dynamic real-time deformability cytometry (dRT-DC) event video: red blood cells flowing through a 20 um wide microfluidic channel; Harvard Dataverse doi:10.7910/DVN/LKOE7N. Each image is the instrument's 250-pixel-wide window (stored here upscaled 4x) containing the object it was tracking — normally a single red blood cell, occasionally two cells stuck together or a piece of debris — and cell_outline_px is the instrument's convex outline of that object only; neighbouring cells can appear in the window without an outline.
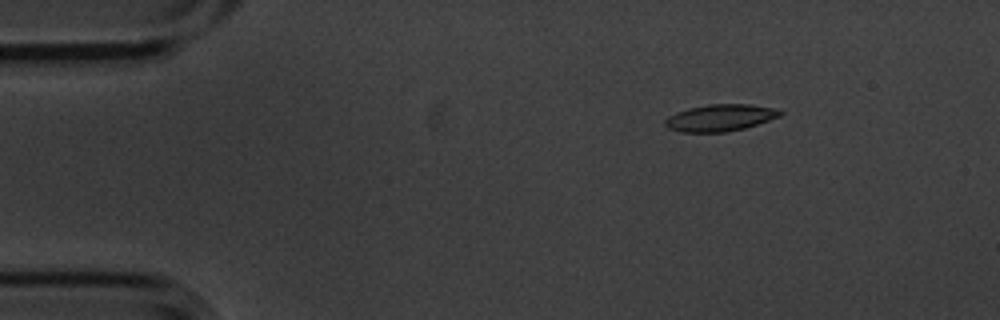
{"species": "common noctule bat (a hibernating species)", "species_latin": "Nyctalus noctula", "temperature_condition": "cold", "stored_images_in_passage": 15, "camera_frame_rate_fps": 3000, "um_per_image_px": 0.085, "animal": {"sex": "male", "body_mass_g": 20.1, "forearm_length_mm": 53.5}, "frame": {"image": 1, "passage_image": 3, "time_ms": 0.667, "image_size_px": [1000, 320], "cell_outline_px": [[784, 112], [780, 116], [744, 128], [728, 132], [680, 132], [668, 128], [664, 124], [664, 120], [668, 116], [676, 112], [688, 108], [708, 104], [748, 104], [772, 108]], "centroid_in_image_um": [61.16, 10.01], "position_along_channel_um": 23.8, "area_um2": 17.92}}
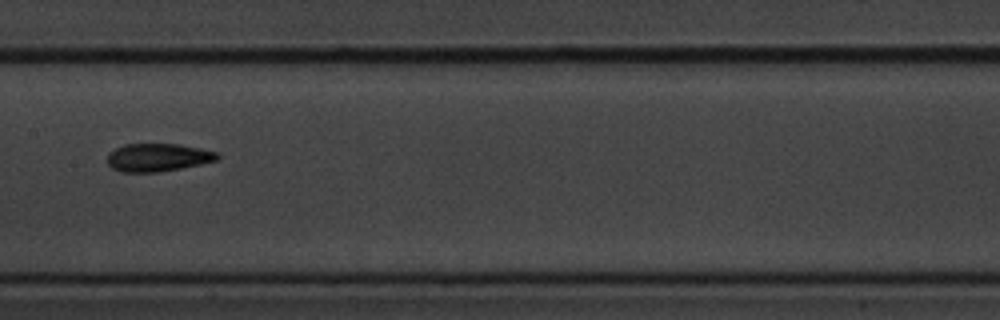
{"frame": {"image": 2, "passage_image": 8, "time_ms": 2.333, "image_size_px": [1000, 320], "cell_outline_px": [[220, 156], [216, 160], [200, 164], [180, 168], [156, 172], [120, 172], [112, 168], [108, 164], [108, 152], [124, 144], [180, 144], [220, 152]], "centroid_in_image_um": [13.42, 13.37], "position_along_channel_um": 194.0, "area_um2": 17.98}}
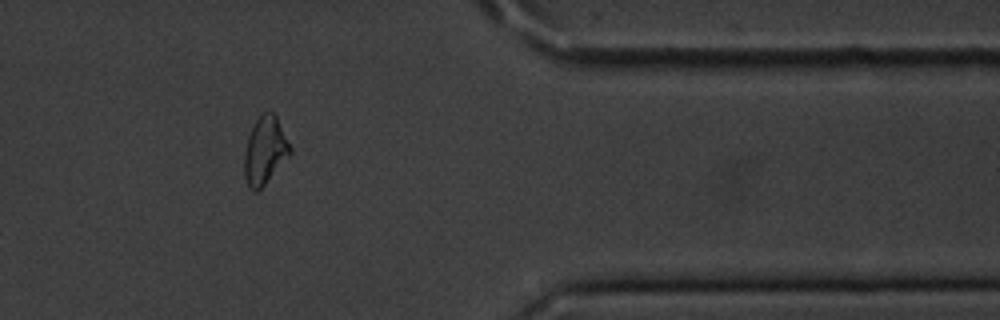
{"frame": {"image": 3, "passage_image": 13, "time_ms": 4.0, "image_size_px": [1000, 320], "cell_outline_px": [[292, 152], [264, 184], [256, 192], [248, 184], [244, 176], [244, 152], [248, 136], [256, 120], [264, 112], [272, 112], [276, 116], [292, 148]], "centroid_in_image_um": [22.52, 12.77], "position_along_channel_um": 388.9, "area_um2": 17.63}}